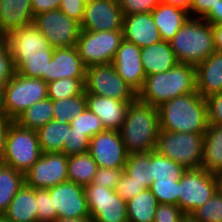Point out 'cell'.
<instances>
[{"instance_id": "obj_1", "label": "cell", "mask_w": 222, "mask_h": 222, "mask_svg": "<svg viewBox=\"0 0 222 222\" xmlns=\"http://www.w3.org/2000/svg\"><path fill=\"white\" fill-rule=\"evenodd\" d=\"M158 110L160 130L204 134L209 125L206 98L198 92L177 96Z\"/></svg>"}, {"instance_id": "obj_2", "label": "cell", "mask_w": 222, "mask_h": 222, "mask_svg": "<svg viewBox=\"0 0 222 222\" xmlns=\"http://www.w3.org/2000/svg\"><path fill=\"white\" fill-rule=\"evenodd\" d=\"M160 131L159 110L138 98L128 107L120 134L128 154L155 151Z\"/></svg>"}, {"instance_id": "obj_3", "label": "cell", "mask_w": 222, "mask_h": 222, "mask_svg": "<svg viewBox=\"0 0 222 222\" xmlns=\"http://www.w3.org/2000/svg\"><path fill=\"white\" fill-rule=\"evenodd\" d=\"M194 92H197L195 66L177 63L166 72L146 76L137 98L158 108L177 96Z\"/></svg>"}, {"instance_id": "obj_4", "label": "cell", "mask_w": 222, "mask_h": 222, "mask_svg": "<svg viewBox=\"0 0 222 222\" xmlns=\"http://www.w3.org/2000/svg\"><path fill=\"white\" fill-rule=\"evenodd\" d=\"M178 63L197 66L215 52L210 23L200 18H189L169 41Z\"/></svg>"}, {"instance_id": "obj_5", "label": "cell", "mask_w": 222, "mask_h": 222, "mask_svg": "<svg viewBox=\"0 0 222 222\" xmlns=\"http://www.w3.org/2000/svg\"><path fill=\"white\" fill-rule=\"evenodd\" d=\"M42 150L35 130L12 121L6 134L2 163L25 174L40 158Z\"/></svg>"}, {"instance_id": "obj_6", "label": "cell", "mask_w": 222, "mask_h": 222, "mask_svg": "<svg viewBox=\"0 0 222 222\" xmlns=\"http://www.w3.org/2000/svg\"><path fill=\"white\" fill-rule=\"evenodd\" d=\"M203 137L204 134L160 130L155 151L185 169H199L203 154Z\"/></svg>"}, {"instance_id": "obj_7", "label": "cell", "mask_w": 222, "mask_h": 222, "mask_svg": "<svg viewBox=\"0 0 222 222\" xmlns=\"http://www.w3.org/2000/svg\"><path fill=\"white\" fill-rule=\"evenodd\" d=\"M47 97V82L15 72L4 85L7 118L14 121L23 111Z\"/></svg>"}, {"instance_id": "obj_8", "label": "cell", "mask_w": 222, "mask_h": 222, "mask_svg": "<svg viewBox=\"0 0 222 222\" xmlns=\"http://www.w3.org/2000/svg\"><path fill=\"white\" fill-rule=\"evenodd\" d=\"M84 91L119 101H135L137 99V93L116 72L112 63L87 67Z\"/></svg>"}, {"instance_id": "obj_9", "label": "cell", "mask_w": 222, "mask_h": 222, "mask_svg": "<svg viewBox=\"0 0 222 222\" xmlns=\"http://www.w3.org/2000/svg\"><path fill=\"white\" fill-rule=\"evenodd\" d=\"M179 182V208L185 215H191L218 191L217 175L202 168L187 169Z\"/></svg>"}, {"instance_id": "obj_10", "label": "cell", "mask_w": 222, "mask_h": 222, "mask_svg": "<svg viewBox=\"0 0 222 222\" xmlns=\"http://www.w3.org/2000/svg\"><path fill=\"white\" fill-rule=\"evenodd\" d=\"M123 40V30L84 31L81 30L76 48L86 67L113 62Z\"/></svg>"}, {"instance_id": "obj_11", "label": "cell", "mask_w": 222, "mask_h": 222, "mask_svg": "<svg viewBox=\"0 0 222 222\" xmlns=\"http://www.w3.org/2000/svg\"><path fill=\"white\" fill-rule=\"evenodd\" d=\"M33 24L53 48L76 46L81 32L80 23L69 18L60 9L34 16Z\"/></svg>"}, {"instance_id": "obj_12", "label": "cell", "mask_w": 222, "mask_h": 222, "mask_svg": "<svg viewBox=\"0 0 222 222\" xmlns=\"http://www.w3.org/2000/svg\"><path fill=\"white\" fill-rule=\"evenodd\" d=\"M84 191L94 222H128L127 202L115 190L91 183Z\"/></svg>"}, {"instance_id": "obj_13", "label": "cell", "mask_w": 222, "mask_h": 222, "mask_svg": "<svg viewBox=\"0 0 222 222\" xmlns=\"http://www.w3.org/2000/svg\"><path fill=\"white\" fill-rule=\"evenodd\" d=\"M68 156L63 152L42 153L24 174L25 185L34 189H49L68 181Z\"/></svg>"}, {"instance_id": "obj_14", "label": "cell", "mask_w": 222, "mask_h": 222, "mask_svg": "<svg viewBox=\"0 0 222 222\" xmlns=\"http://www.w3.org/2000/svg\"><path fill=\"white\" fill-rule=\"evenodd\" d=\"M123 18L118 0H87L80 26L94 32L123 30Z\"/></svg>"}, {"instance_id": "obj_15", "label": "cell", "mask_w": 222, "mask_h": 222, "mask_svg": "<svg viewBox=\"0 0 222 222\" xmlns=\"http://www.w3.org/2000/svg\"><path fill=\"white\" fill-rule=\"evenodd\" d=\"M88 153L101 168H124L128 153L120 131L105 130L90 139Z\"/></svg>"}, {"instance_id": "obj_16", "label": "cell", "mask_w": 222, "mask_h": 222, "mask_svg": "<svg viewBox=\"0 0 222 222\" xmlns=\"http://www.w3.org/2000/svg\"><path fill=\"white\" fill-rule=\"evenodd\" d=\"M53 199L57 218L90 216L84 187L71 181L63 182L48 189Z\"/></svg>"}, {"instance_id": "obj_17", "label": "cell", "mask_w": 222, "mask_h": 222, "mask_svg": "<svg viewBox=\"0 0 222 222\" xmlns=\"http://www.w3.org/2000/svg\"><path fill=\"white\" fill-rule=\"evenodd\" d=\"M112 64L116 72L138 93L144 86L146 74L141 61V48L122 40Z\"/></svg>"}, {"instance_id": "obj_18", "label": "cell", "mask_w": 222, "mask_h": 222, "mask_svg": "<svg viewBox=\"0 0 222 222\" xmlns=\"http://www.w3.org/2000/svg\"><path fill=\"white\" fill-rule=\"evenodd\" d=\"M3 39L11 55L46 54V50L55 49L34 24L10 31Z\"/></svg>"}, {"instance_id": "obj_19", "label": "cell", "mask_w": 222, "mask_h": 222, "mask_svg": "<svg viewBox=\"0 0 222 222\" xmlns=\"http://www.w3.org/2000/svg\"><path fill=\"white\" fill-rule=\"evenodd\" d=\"M123 39L140 48L160 42L161 37L152 13L124 15Z\"/></svg>"}, {"instance_id": "obj_20", "label": "cell", "mask_w": 222, "mask_h": 222, "mask_svg": "<svg viewBox=\"0 0 222 222\" xmlns=\"http://www.w3.org/2000/svg\"><path fill=\"white\" fill-rule=\"evenodd\" d=\"M87 108L102 121L105 130L120 131L133 101H119L113 98L97 96L86 92Z\"/></svg>"}, {"instance_id": "obj_21", "label": "cell", "mask_w": 222, "mask_h": 222, "mask_svg": "<svg viewBox=\"0 0 222 222\" xmlns=\"http://www.w3.org/2000/svg\"><path fill=\"white\" fill-rule=\"evenodd\" d=\"M86 66L76 46L55 48L48 68V83L61 78H85Z\"/></svg>"}, {"instance_id": "obj_22", "label": "cell", "mask_w": 222, "mask_h": 222, "mask_svg": "<svg viewBox=\"0 0 222 222\" xmlns=\"http://www.w3.org/2000/svg\"><path fill=\"white\" fill-rule=\"evenodd\" d=\"M195 70L197 92L202 97L222 92V53L213 52Z\"/></svg>"}, {"instance_id": "obj_23", "label": "cell", "mask_w": 222, "mask_h": 222, "mask_svg": "<svg viewBox=\"0 0 222 222\" xmlns=\"http://www.w3.org/2000/svg\"><path fill=\"white\" fill-rule=\"evenodd\" d=\"M31 0H1L0 38L10 31L33 24Z\"/></svg>"}, {"instance_id": "obj_24", "label": "cell", "mask_w": 222, "mask_h": 222, "mask_svg": "<svg viewBox=\"0 0 222 222\" xmlns=\"http://www.w3.org/2000/svg\"><path fill=\"white\" fill-rule=\"evenodd\" d=\"M141 61L146 76L166 72L178 63L169 42L164 40L141 48Z\"/></svg>"}, {"instance_id": "obj_25", "label": "cell", "mask_w": 222, "mask_h": 222, "mask_svg": "<svg viewBox=\"0 0 222 222\" xmlns=\"http://www.w3.org/2000/svg\"><path fill=\"white\" fill-rule=\"evenodd\" d=\"M151 13L161 40L166 42H169L190 18L187 11L167 5L162 1Z\"/></svg>"}, {"instance_id": "obj_26", "label": "cell", "mask_w": 222, "mask_h": 222, "mask_svg": "<svg viewBox=\"0 0 222 222\" xmlns=\"http://www.w3.org/2000/svg\"><path fill=\"white\" fill-rule=\"evenodd\" d=\"M200 168L211 174H222V125H208L203 137Z\"/></svg>"}, {"instance_id": "obj_27", "label": "cell", "mask_w": 222, "mask_h": 222, "mask_svg": "<svg viewBox=\"0 0 222 222\" xmlns=\"http://www.w3.org/2000/svg\"><path fill=\"white\" fill-rule=\"evenodd\" d=\"M3 216L9 222H37L35 189L24 184L11 200Z\"/></svg>"}, {"instance_id": "obj_28", "label": "cell", "mask_w": 222, "mask_h": 222, "mask_svg": "<svg viewBox=\"0 0 222 222\" xmlns=\"http://www.w3.org/2000/svg\"><path fill=\"white\" fill-rule=\"evenodd\" d=\"M54 50H46V54L11 55L15 72L28 77L42 79L48 83V68Z\"/></svg>"}, {"instance_id": "obj_29", "label": "cell", "mask_w": 222, "mask_h": 222, "mask_svg": "<svg viewBox=\"0 0 222 222\" xmlns=\"http://www.w3.org/2000/svg\"><path fill=\"white\" fill-rule=\"evenodd\" d=\"M70 129V123L61 124L56 120H52L38 129L36 132L42 153L63 152Z\"/></svg>"}, {"instance_id": "obj_30", "label": "cell", "mask_w": 222, "mask_h": 222, "mask_svg": "<svg viewBox=\"0 0 222 222\" xmlns=\"http://www.w3.org/2000/svg\"><path fill=\"white\" fill-rule=\"evenodd\" d=\"M98 164L88 153L68 156V181L85 187L93 182Z\"/></svg>"}, {"instance_id": "obj_31", "label": "cell", "mask_w": 222, "mask_h": 222, "mask_svg": "<svg viewBox=\"0 0 222 222\" xmlns=\"http://www.w3.org/2000/svg\"><path fill=\"white\" fill-rule=\"evenodd\" d=\"M24 184V174L0 162V216L6 213L11 200Z\"/></svg>"}, {"instance_id": "obj_32", "label": "cell", "mask_w": 222, "mask_h": 222, "mask_svg": "<svg viewBox=\"0 0 222 222\" xmlns=\"http://www.w3.org/2000/svg\"><path fill=\"white\" fill-rule=\"evenodd\" d=\"M157 199L150 189H146L127 201L128 222H153Z\"/></svg>"}, {"instance_id": "obj_33", "label": "cell", "mask_w": 222, "mask_h": 222, "mask_svg": "<svg viewBox=\"0 0 222 222\" xmlns=\"http://www.w3.org/2000/svg\"><path fill=\"white\" fill-rule=\"evenodd\" d=\"M52 120L53 101L47 97L23 111L14 121L23 128L37 131Z\"/></svg>"}, {"instance_id": "obj_34", "label": "cell", "mask_w": 222, "mask_h": 222, "mask_svg": "<svg viewBox=\"0 0 222 222\" xmlns=\"http://www.w3.org/2000/svg\"><path fill=\"white\" fill-rule=\"evenodd\" d=\"M186 170L172 159L162 156L156 151L150 152L151 177L149 178L151 183L179 180Z\"/></svg>"}, {"instance_id": "obj_35", "label": "cell", "mask_w": 222, "mask_h": 222, "mask_svg": "<svg viewBox=\"0 0 222 222\" xmlns=\"http://www.w3.org/2000/svg\"><path fill=\"white\" fill-rule=\"evenodd\" d=\"M52 101L54 120L61 124L66 122L70 123L74 118H78L87 108L85 91L77 96Z\"/></svg>"}, {"instance_id": "obj_36", "label": "cell", "mask_w": 222, "mask_h": 222, "mask_svg": "<svg viewBox=\"0 0 222 222\" xmlns=\"http://www.w3.org/2000/svg\"><path fill=\"white\" fill-rule=\"evenodd\" d=\"M124 172L132 177V180L143 183L149 189L151 186L150 152L128 154Z\"/></svg>"}, {"instance_id": "obj_37", "label": "cell", "mask_w": 222, "mask_h": 222, "mask_svg": "<svg viewBox=\"0 0 222 222\" xmlns=\"http://www.w3.org/2000/svg\"><path fill=\"white\" fill-rule=\"evenodd\" d=\"M85 78H61L47 83L48 98L60 100L77 96L84 91Z\"/></svg>"}, {"instance_id": "obj_38", "label": "cell", "mask_w": 222, "mask_h": 222, "mask_svg": "<svg viewBox=\"0 0 222 222\" xmlns=\"http://www.w3.org/2000/svg\"><path fill=\"white\" fill-rule=\"evenodd\" d=\"M191 216L198 222H222V194L219 190Z\"/></svg>"}, {"instance_id": "obj_39", "label": "cell", "mask_w": 222, "mask_h": 222, "mask_svg": "<svg viewBox=\"0 0 222 222\" xmlns=\"http://www.w3.org/2000/svg\"><path fill=\"white\" fill-rule=\"evenodd\" d=\"M179 180L151 183L150 190L159 204H173L179 207Z\"/></svg>"}, {"instance_id": "obj_40", "label": "cell", "mask_w": 222, "mask_h": 222, "mask_svg": "<svg viewBox=\"0 0 222 222\" xmlns=\"http://www.w3.org/2000/svg\"><path fill=\"white\" fill-rule=\"evenodd\" d=\"M70 125L73 131L83 132L90 139L96 134L105 131L100 118L89 108H86L78 118H74Z\"/></svg>"}, {"instance_id": "obj_41", "label": "cell", "mask_w": 222, "mask_h": 222, "mask_svg": "<svg viewBox=\"0 0 222 222\" xmlns=\"http://www.w3.org/2000/svg\"><path fill=\"white\" fill-rule=\"evenodd\" d=\"M37 205V222H54L57 212L54 210L53 199L48 189H35Z\"/></svg>"}, {"instance_id": "obj_42", "label": "cell", "mask_w": 222, "mask_h": 222, "mask_svg": "<svg viewBox=\"0 0 222 222\" xmlns=\"http://www.w3.org/2000/svg\"><path fill=\"white\" fill-rule=\"evenodd\" d=\"M90 138L83 132L73 131L71 127L68 131V141L64 144L63 153L66 156L83 154L88 152Z\"/></svg>"}, {"instance_id": "obj_43", "label": "cell", "mask_w": 222, "mask_h": 222, "mask_svg": "<svg viewBox=\"0 0 222 222\" xmlns=\"http://www.w3.org/2000/svg\"><path fill=\"white\" fill-rule=\"evenodd\" d=\"M146 189L147 188L143 185V183H138L132 180V177L123 172L119 182L117 183L115 191L127 202Z\"/></svg>"}, {"instance_id": "obj_44", "label": "cell", "mask_w": 222, "mask_h": 222, "mask_svg": "<svg viewBox=\"0 0 222 222\" xmlns=\"http://www.w3.org/2000/svg\"><path fill=\"white\" fill-rule=\"evenodd\" d=\"M15 70L7 42L0 38V86H4L14 75Z\"/></svg>"}, {"instance_id": "obj_45", "label": "cell", "mask_w": 222, "mask_h": 222, "mask_svg": "<svg viewBox=\"0 0 222 222\" xmlns=\"http://www.w3.org/2000/svg\"><path fill=\"white\" fill-rule=\"evenodd\" d=\"M124 172V168H101L97 169V172L93 179V184L104 186L111 190H115L117 183L119 182L121 175Z\"/></svg>"}, {"instance_id": "obj_46", "label": "cell", "mask_w": 222, "mask_h": 222, "mask_svg": "<svg viewBox=\"0 0 222 222\" xmlns=\"http://www.w3.org/2000/svg\"><path fill=\"white\" fill-rule=\"evenodd\" d=\"M161 0H118L124 15L150 13Z\"/></svg>"}, {"instance_id": "obj_47", "label": "cell", "mask_w": 222, "mask_h": 222, "mask_svg": "<svg viewBox=\"0 0 222 222\" xmlns=\"http://www.w3.org/2000/svg\"><path fill=\"white\" fill-rule=\"evenodd\" d=\"M184 216L177 205L158 204L153 222H180Z\"/></svg>"}, {"instance_id": "obj_48", "label": "cell", "mask_w": 222, "mask_h": 222, "mask_svg": "<svg viewBox=\"0 0 222 222\" xmlns=\"http://www.w3.org/2000/svg\"><path fill=\"white\" fill-rule=\"evenodd\" d=\"M208 124L222 125V92L206 98Z\"/></svg>"}, {"instance_id": "obj_49", "label": "cell", "mask_w": 222, "mask_h": 222, "mask_svg": "<svg viewBox=\"0 0 222 222\" xmlns=\"http://www.w3.org/2000/svg\"><path fill=\"white\" fill-rule=\"evenodd\" d=\"M87 0H61L60 10L69 18L81 24Z\"/></svg>"}, {"instance_id": "obj_50", "label": "cell", "mask_w": 222, "mask_h": 222, "mask_svg": "<svg viewBox=\"0 0 222 222\" xmlns=\"http://www.w3.org/2000/svg\"><path fill=\"white\" fill-rule=\"evenodd\" d=\"M219 0H192L189 16L190 18L202 19Z\"/></svg>"}, {"instance_id": "obj_51", "label": "cell", "mask_w": 222, "mask_h": 222, "mask_svg": "<svg viewBox=\"0 0 222 222\" xmlns=\"http://www.w3.org/2000/svg\"><path fill=\"white\" fill-rule=\"evenodd\" d=\"M61 0H31L33 16L60 8Z\"/></svg>"}, {"instance_id": "obj_52", "label": "cell", "mask_w": 222, "mask_h": 222, "mask_svg": "<svg viewBox=\"0 0 222 222\" xmlns=\"http://www.w3.org/2000/svg\"><path fill=\"white\" fill-rule=\"evenodd\" d=\"M207 23L211 25L221 24L222 23V0L212 6L210 11L202 18Z\"/></svg>"}, {"instance_id": "obj_53", "label": "cell", "mask_w": 222, "mask_h": 222, "mask_svg": "<svg viewBox=\"0 0 222 222\" xmlns=\"http://www.w3.org/2000/svg\"><path fill=\"white\" fill-rule=\"evenodd\" d=\"M11 122L12 120L8 119L7 117H0V162L3 158L6 134Z\"/></svg>"}, {"instance_id": "obj_54", "label": "cell", "mask_w": 222, "mask_h": 222, "mask_svg": "<svg viewBox=\"0 0 222 222\" xmlns=\"http://www.w3.org/2000/svg\"><path fill=\"white\" fill-rule=\"evenodd\" d=\"M213 31L214 47L217 52L222 53V23L211 25Z\"/></svg>"}, {"instance_id": "obj_55", "label": "cell", "mask_w": 222, "mask_h": 222, "mask_svg": "<svg viewBox=\"0 0 222 222\" xmlns=\"http://www.w3.org/2000/svg\"><path fill=\"white\" fill-rule=\"evenodd\" d=\"M167 5H172L189 13L192 0H161Z\"/></svg>"}, {"instance_id": "obj_56", "label": "cell", "mask_w": 222, "mask_h": 222, "mask_svg": "<svg viewBox=\"0 0 222 222\" xmlns=\"http://www.w3.org/2000/svg\"><path fill=\"white\" fill-rule=\"evenodd\" d=\"M54 222H94L90 216L86 217H76V218H56Z\"/></svg>"}, {"instance_id": "obj_57", "label": "cell", "mask_w": 222, "mask_h": 222, "mask_svg": "<svg viewBox=\"0 0 222 222\" xmlns=\"http://www.w3.org/2000/svg\"><path fill=\"white\" fill-rule=\"evenodd\" d=\"M0 117H7L4 100V86H0Z\"/></svg>"}, {"instance_id": "obj_58", "label": "cell", "mask_w": 222, "mask_h": 222, "mask_svg": "<svg viewBox=\"0 0 222 222\" xmlns=\"http://www.w3.org/2000/svg\"><path fill=\"white\" fill-rule=\"evenodd\" d=\"M180 222H198L191 215H185Z\"/></svg>"}, {"instance_id": "obj_59", "label": "cell", "mask_w": 222, "mask_h": 222, "mask_svg": "<svg viewBox=\"0 0 222 222\" xmlns=\"http://www.w3.org/2000/svg\"><path fill=\"white\" fill-rule=\"evenodd\" d=\"M218 178V190L222 194V174L217 175Z\"/></svg>"}, {"instance_id": "obj_60", "label": "cell", "mask_w": 222, "mask_h": 222, "mask_svg": "<svg viewBox=\"0 0 222 222\" xmlns=\"http://www.w3.org/2000/svg\"><path fill=\"white\" fill-rule=\"evenodd\" d=\"M0 222H9L4 216H0Z\"/></svg>"}]
</instances>
